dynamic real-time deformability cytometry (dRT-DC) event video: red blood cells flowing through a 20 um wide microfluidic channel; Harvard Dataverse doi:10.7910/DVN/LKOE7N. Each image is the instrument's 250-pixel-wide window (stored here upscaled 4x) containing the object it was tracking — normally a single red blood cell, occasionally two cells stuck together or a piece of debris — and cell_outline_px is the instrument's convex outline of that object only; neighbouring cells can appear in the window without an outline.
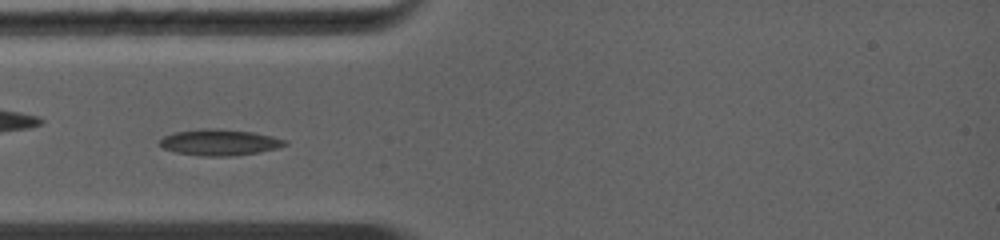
{"species": "common noctule bat (a hibernating species)", "species_latin": "Nyctalus noctula", "temperature_condition": "warm", "stored_images_in_passage": 36, "camera_frame_rate_fps": 5000, "um_per_image_px": 0.085, "animal": {"sex": "female", "body_mass_g": 19.0, "forearm_length_mm": 56.7}, "frame": {"image": 1, "passage_image": 6, "time_ms": 2.6, "image_size_px": [1000, 240], "cell_outline_px": [[288, 144], [276, 148], [260, 152], [232, 156], [200, 156], [176, 152], [164, 148], [156, 144], [164, 136], [176, 132], [200, 128], [216, 128], [252, 132], [272, 136], [288, 140]], "centroid_in_image_um": [18.65, 12.1], "position_along_channel_um": 66.3, "area_um2": 19.19}}
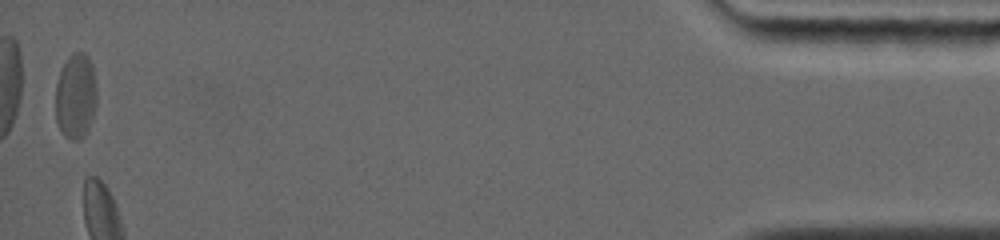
{"frame": {"image": 2, "passage_image": 36, "time_ms": 13.4, "image_size_px": [1000, 240], "cell_outline_px": [[96, 104], [88, 132], [80, 140], [72, 140], [64, 136], [56, 120], [56, 84], [60, 72], [68, 56], [72, 52], [84, 52], [88, 56], [92, 64], [96, 80]], "centroid_in_image_um": [6.45, 8.17], "position_along_channel_um": 428.7, "area_um2": 20.75}}